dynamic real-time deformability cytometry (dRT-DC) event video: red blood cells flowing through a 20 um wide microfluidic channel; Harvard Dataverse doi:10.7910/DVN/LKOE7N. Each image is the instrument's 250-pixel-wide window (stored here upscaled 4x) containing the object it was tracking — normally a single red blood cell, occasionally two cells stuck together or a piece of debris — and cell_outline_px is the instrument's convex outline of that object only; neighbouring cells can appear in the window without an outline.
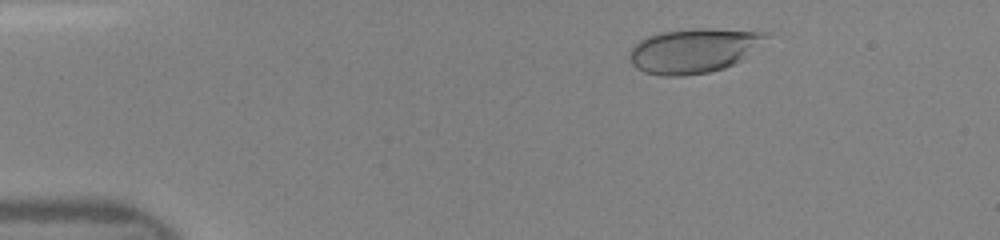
{"species": "human", "species_latin": "Homo sapiens", "temperature_condition": "room temperature", "stored_images_in_passage": 47, "camera_frame_rate_fps": 3000, "um_per_image_px": 0.085, "donor": {"sex": "female"}, "frame": {"image": 1, "passage_image": 7, "time_ms": 2.0, "image_size_px": [1000, 240], "cell_outline_px": [[772, 32], [768, 36], [740, 60], [724, 68], [708, 72], [684, 76], [664, 76], [644, 72], [636, 68], [632, 64], [628, 56], [628, 52], [640, 40], [648, 36], [664, 32], [692, 28], [712, 28]], "centroid_in_image_um": [58.92, 4.29], "position_along_channel_um": 26.1, "area_um2": 35.14}}
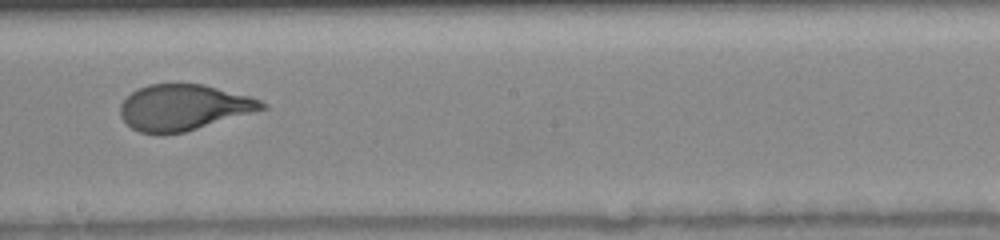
{"frame": {"image": 2, "passage_image": 27, "time_ms": 8.667, "image_size_px": [1000, 240], "cell_outline_px": [[268, 108], [184, 132], [140, 132], [132, 128], [120, 116], [120, 104], [132, 92], [148, 84], [204, 84], [252, 96], [268, 104]], "centroid_in_image_um": [15.65, 9.1], "position_along_channel_um": 232.5, "area_um2": 37.45}}
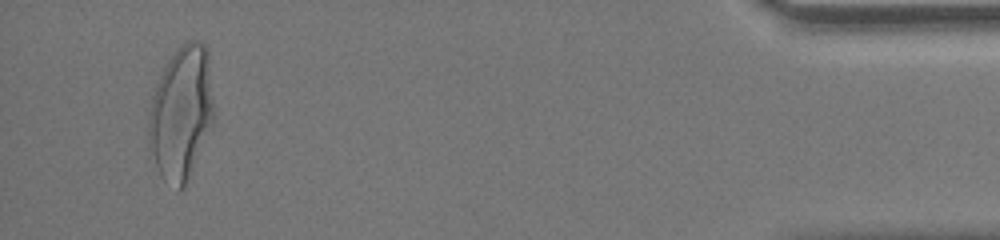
{"frame": {"image": 3, "passage_image": 45, "time_ms": 14.667, "image_size_px": [1000, 240], "cell_outline_px": [[216, 120], [184, 188], [176, 192], [160, 176], [148, 156], [148, 116], [152, 96], [156, 84], [168, 60], [176, 48], [180, 44], [188, 40], [196, 40], [204, 44], [208, 48]], "centroid_in_image_um": [15.41, 9.65], "position_along_channel_um": 419.8, "area_um2": 52.54}}